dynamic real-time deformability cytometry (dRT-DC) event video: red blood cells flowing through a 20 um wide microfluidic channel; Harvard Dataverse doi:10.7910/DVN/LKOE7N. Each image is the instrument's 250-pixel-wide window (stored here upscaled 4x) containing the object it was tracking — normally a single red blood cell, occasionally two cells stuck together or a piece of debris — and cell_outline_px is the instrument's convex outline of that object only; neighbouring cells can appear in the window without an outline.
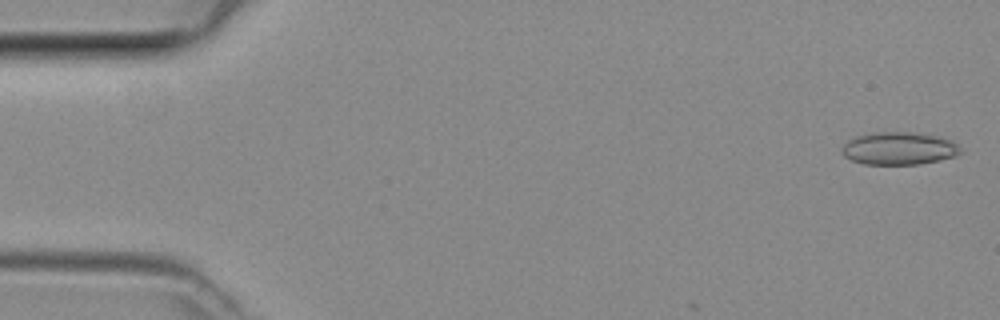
{"species": "common noctule bat (a hibernating species)", "species_latin": "Nyctalus noctula", "temperature_condition": "room temperature", "stored_images_in_passage": 9, "camera_frame_rate_fps": 3000, "um_per_image_px": 0.085, "animal": {"sex": "female", "body_mass_g": 29.2, "forearm_length_mm": 56.3}, "frame": {"image": 1, "passage_image": 1, "time_ms": 0.0, "image_size_px": [1000, 320], "cell_outline_px": [[964, 152], [956, 156], [940, 160], [920, 164], [864, 164], [852, 160], [844, 156], [840, 152], [840, 148], [848, 140], [856, 136], [872, 132], [912, 132], [940, 136], [952, 140]], "centroid_in_image_um": [76.42, 12.61], "position_along_channel_um": 8.6, "area_um2": 22.89}}